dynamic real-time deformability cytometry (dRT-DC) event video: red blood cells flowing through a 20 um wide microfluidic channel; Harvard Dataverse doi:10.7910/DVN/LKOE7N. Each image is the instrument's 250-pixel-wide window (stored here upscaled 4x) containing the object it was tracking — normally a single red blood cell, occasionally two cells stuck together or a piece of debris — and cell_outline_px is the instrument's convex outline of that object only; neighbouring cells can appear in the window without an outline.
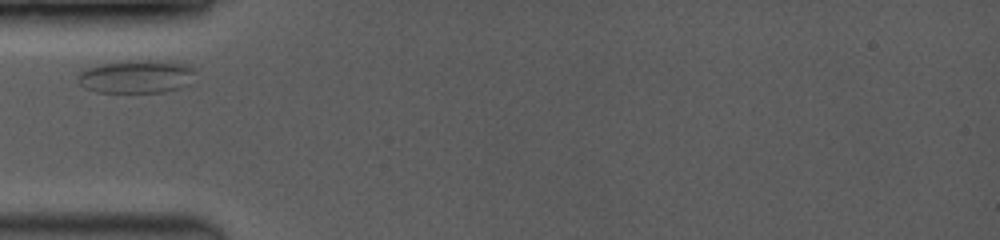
{"species": "common noctule bat (a hibernating species)", "species_latin": "Nyctalus noctula", "temperature_condition": "room temperature", "stored_images_in_passage": 13, "camera_frame_rate_fps": 3500, "um_per_image_px": 0.085, "animal": {"sex": "female", "body_mass_g": 19.0, "forearm_length_mm": 53.3}, "frame": {"image": 1, "passage_image": 1, "time_ms": 0.0, "image_size_px": [1000, 240], "cell_outline_px": [[200, 68], [180, 88], [160, 92], [96, 92], [84, 88], [76, 80], [76, 76], [84, 68], [100, 64], [128, 60], [168, 60], [192, 64]], "centroid_in_image_um": [11.6, 6.47], "position_along_channel_um": 73.4, "area_um2": 23.24}}
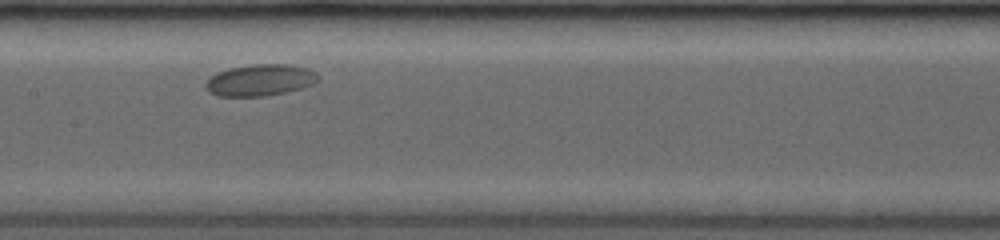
{"frame": {"image": 2, "passage_image": 6, "time_ms": 3.143, "image_size_px": [1000, 240], "cell_outline_px": [[320, 80], [312, 84], [300, 88], [284, 92], [264, 96], [216, 96], [204, 84], [216, 72], [228, 68], [252, 64], [288, 64], [308, 68], [316, 72], [320, 76]], "centroid_in_image_um": [22.14, 6.79], "position_along_channel_um": 185.3, "area_um2": 20.63}}
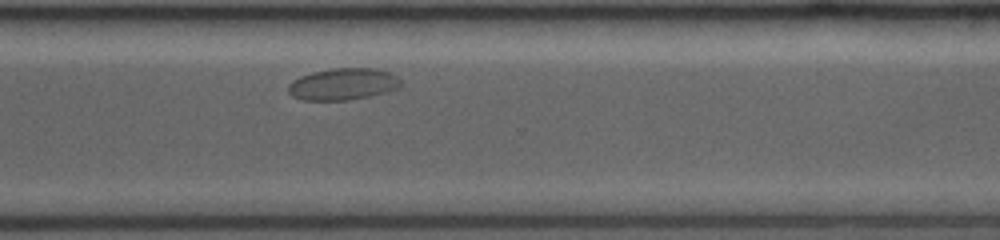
{"frame": {"image": 3, "passage_image": 13, "time_ms": 7.429, "image_size_px": [1000, 240], "cell_outline_px": [[400, 84], [396, 88], [384, 92], [368, 96], [348, 100], [300, 100], [292, 96], [288, 92], [288, 84], [292, 80], [300, 76], [312, 72], [332, 68], [376, 68], [392, 72], [400, 80]], "centroid_in_image_um": [29.11, 7.14], "position_along_channel_um": 341.5, "area_um2": 20.87}}